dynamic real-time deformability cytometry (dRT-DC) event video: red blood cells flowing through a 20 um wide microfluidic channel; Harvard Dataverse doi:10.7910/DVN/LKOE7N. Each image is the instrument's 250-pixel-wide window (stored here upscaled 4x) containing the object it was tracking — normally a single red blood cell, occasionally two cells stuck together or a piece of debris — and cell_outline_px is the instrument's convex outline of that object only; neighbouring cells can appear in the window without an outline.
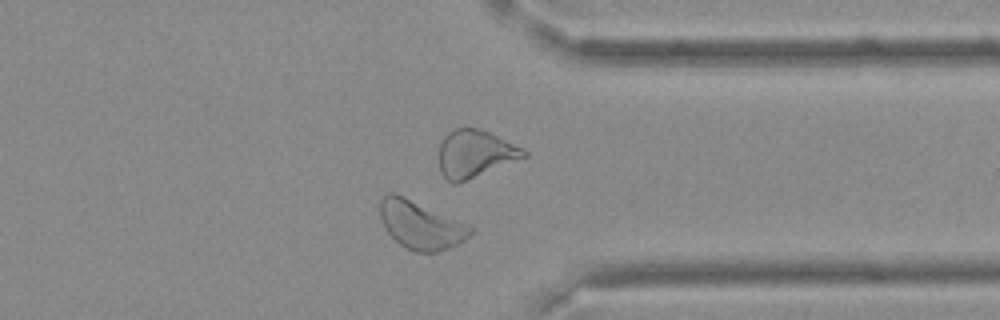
{"species": "Egyptian fruit bat (a non-hibernating species)", "species_latin": "Rousettus aegyptiacus", "temperature_condition": "cold", "stored_images_in_passage": 36, "camera_frame_rate_fps": 3000, "um_per_image_px": 0.085, "frame": {"image": 1, "passage_image": 26, "time_ms": 8.333, "image_size_px": [1000, 320], "cell_outline_px": [[472, 232], [464, 240], [448, 248], [436, 252], [416, 252], [400, 244], [388, 232], [380, 216], [380, 200], [388, 192], [392, 192], [404, 196], [464, 224], [472, 228]], "centroid_in_image_um": [35.71, 19.12], "position_along_channel_um": 375.7, "area_um2": 24.39}}